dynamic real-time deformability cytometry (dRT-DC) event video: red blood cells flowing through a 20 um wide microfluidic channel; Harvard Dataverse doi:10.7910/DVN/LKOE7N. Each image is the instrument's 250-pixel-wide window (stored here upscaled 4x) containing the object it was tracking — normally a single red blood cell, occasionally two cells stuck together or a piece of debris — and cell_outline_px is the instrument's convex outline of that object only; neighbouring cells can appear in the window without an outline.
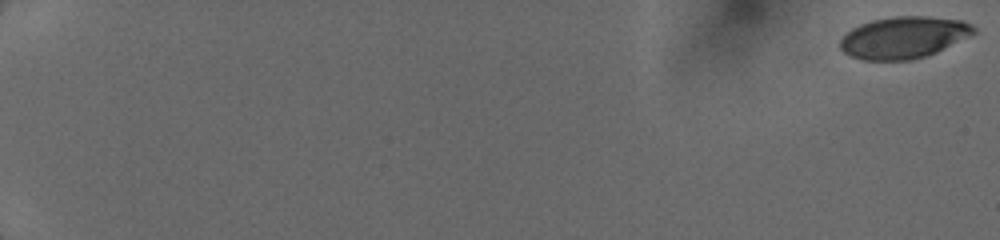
{"species": "human", "species_latin": "Homo sapiens", "temperature_condition": "cold", "stored_images_in_passage": 14, "segment_of_instrument_passage": [1, 2], "camera_frame_rate_fps": 3000, "um_per_image_px": 0.085, "donor": {"sex": "female"}, "frame": {"image": 1, "passage_image": 1, "time_ms": 0.0, "image_size_px": [1000, 240], "cell_outline_px": [[976, 32], [936, 52], [924, 56], [908, 60], [864, 60], [852, 56], [844, 52], [840, 48], [840, 40], [852, 28], [860, 24], [872, 20], [900, 16], [928, 16], [960, 20], [972, 24], [976, 28]], "centroid_in_image_um": [76.8, 3.18], "position_along_channel_um": 8.2, "area_um2": 32.14}}
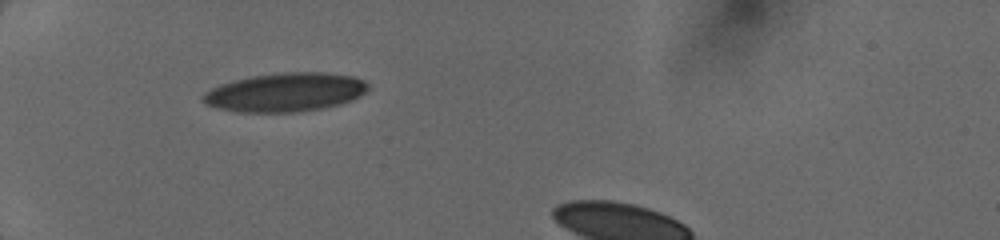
{"frame": {"image": 2, "passage_image": 12, "time_ms": 6.333, "image_size_px": [1000, 240], "cell_outline_px": [[368, 88], [360, 96], [352, 100], [340, 104], [324, 108], [300, 112], [236, 112], [220, 108], [208, 104], [200, 100], [200, 96], [204, 92], [220, 84], [252, 76], [284, 72], [324, 72], [352, 76], [364, 80], [368, 84]], "centroid_in_image_um": [24.25, 7.85], "position_along_channel_um": 60.7, "area_um2": 37.34}}